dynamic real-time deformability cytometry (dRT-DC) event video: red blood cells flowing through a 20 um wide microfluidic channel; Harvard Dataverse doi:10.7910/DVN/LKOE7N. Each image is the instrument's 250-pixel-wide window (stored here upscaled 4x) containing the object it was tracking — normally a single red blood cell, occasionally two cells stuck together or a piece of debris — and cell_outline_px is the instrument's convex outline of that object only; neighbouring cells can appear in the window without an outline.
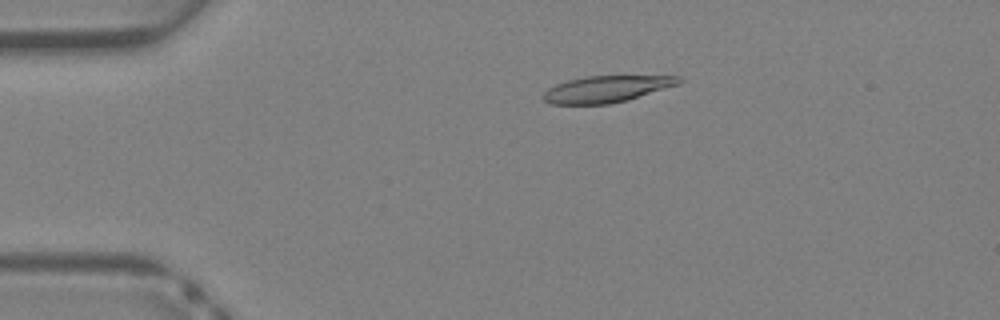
{"species": "Egyptian fruit bat (a non-hibernating species)", "species_latin": "Rousettus aegyptiacus", "temperature_condition": "warm", "stored_images_in_passage": 39, "camera_frame_rate_fps": 3000, "um_per_image_px": 0.085, "animal": {"sex": "female"}, "frame": {"image": 1, "passage_image": 8, "time_ms": 2.333, "image_size_px": [1000, 320], "cell_outline_px": [[684, 80], [680, 84], [628, 100], [608, 104], [548, 104], [540, 96], [548, 88], [556, 84], [568, 80], [584, 76], [680, 76]], "centroid_in_image_um": [51.55, 7.57], "position_along_channel_um": 33.5, "area_um2": 21.15}}
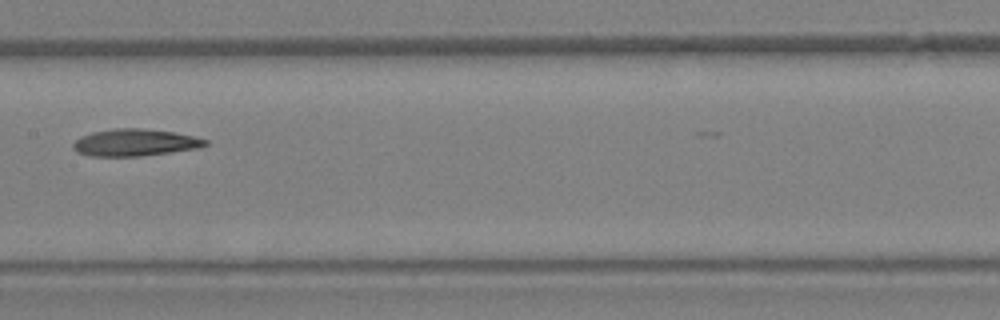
{"frame": {"image": 2, "passage_image": 20, "time_ms": 6.333, "image_size_px": [1000, 320], "cell_outline_px": [[208, 144], [200, 148], [140, 156], [92, 156], [76, 152], [72, 148], [72, 144], [80, 136], [92, 132], [116, 128], [144, 128], [172, 132], [192, 136], [208, 140]], "centroid_in_image_um": [11.45, 12.11], "position_along_channel_um": 196.0, "area_um2": 20.81}}
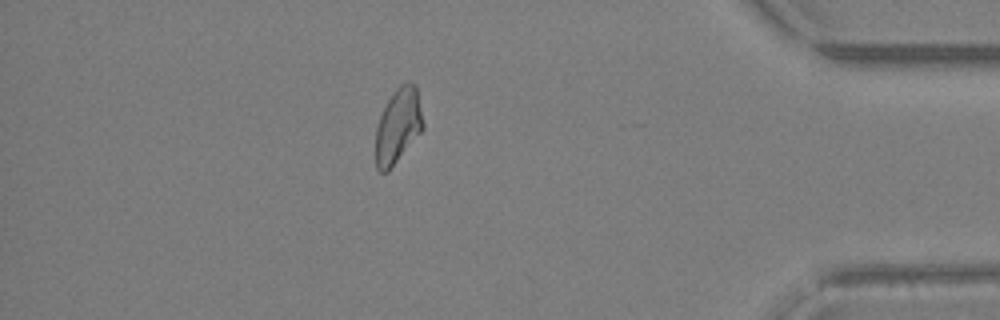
{"frame": {"image": 3, "passage_image": 34, "time_ms": 11.0, "image_size_px": [1000, 320], "cell_outline_px": [[424, 128], [388, 172], [380, 172], [376, 168], [376, 128], [380, 116], [388, 100], [396, 88], [400, 84], [408, 80], [416, 84], [424, 124]], "centroid_in_image_um": [33.84, 10.68], "position_along_channel_um": 401.4, "area_um2": 20.69}}